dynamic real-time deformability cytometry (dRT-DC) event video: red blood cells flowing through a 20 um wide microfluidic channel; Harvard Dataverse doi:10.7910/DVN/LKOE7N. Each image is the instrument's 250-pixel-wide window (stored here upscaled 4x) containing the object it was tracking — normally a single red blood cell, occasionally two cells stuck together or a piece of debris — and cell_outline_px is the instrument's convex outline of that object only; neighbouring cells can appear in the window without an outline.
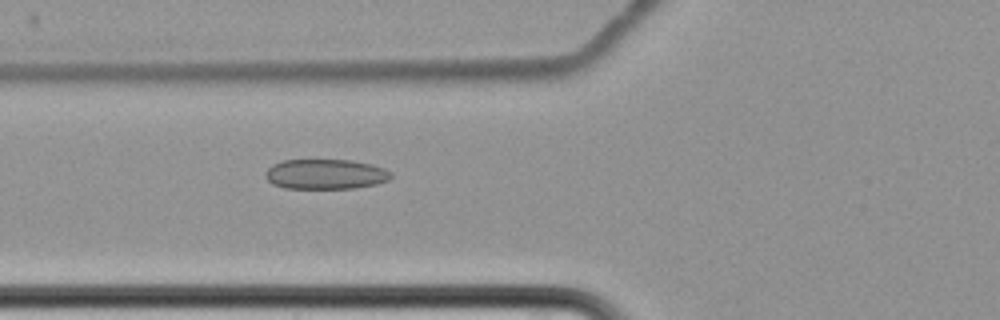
{"species": "common noctule bat (a hibernating species)", "species_latin": "Nyctalus noctula", "temperature_condition": "cold", "stored_images_in_passage": 8, "camera_frame_rate_fps": 3000, "um_per_image_px": 0.085, "animal": {"sex": "female", "body_mass_g": 22.7, "forearm_length_mm": 54.2}, "frame": {"image": 1, "passage_image": 8, "time_ms": 8.333, "image_size_px": [1000, 320], "cell_outline_px": [[392, 176], [388, 180], [376, 184], [356, 188], [284, 188], [272, 184], [264, 176], [268, 168], [272, 164], [284, 160], [352, 160], [372, 164], [384, 168], [392, 172]], "centroid_in_image_um": [27.68, 14.8], "position_along_channel_um": 98.1, "area_um2": 22.08}}